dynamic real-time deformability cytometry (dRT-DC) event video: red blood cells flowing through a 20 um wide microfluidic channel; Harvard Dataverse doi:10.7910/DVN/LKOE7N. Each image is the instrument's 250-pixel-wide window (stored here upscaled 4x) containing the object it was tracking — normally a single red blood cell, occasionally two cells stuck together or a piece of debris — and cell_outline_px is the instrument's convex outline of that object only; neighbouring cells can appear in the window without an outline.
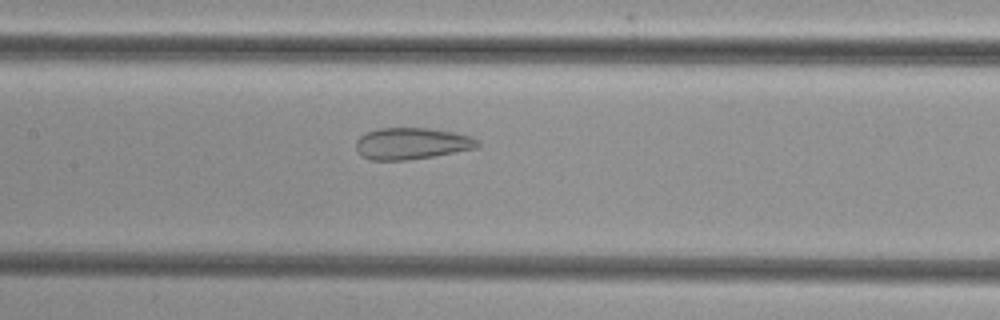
{"species": "common noctule bat (a hibernating species)", "species_latin": "Nyctalus noctula", "temperature_condition": "cold", "stored_images_in_passage": 33, "camera_frame_rate_fps": 3000, "um_per_image_px": 0.085, "animal": {"sex": "female", "body_mass_g": 29.2, "forearm_length_mm": 56.3}, "frame": {"image": 1, "passage_image": 11, "time_ms": 3.333, "image_size_px": [1000, 320], "cell_outline_px": [[480, 144], [476, 148], [432, 156], [408, 160], [368, 160], [360, 156], [356, 148], [356, 140], [360, 136], [376, 128], [428, 128], [456, 132], [472, 136], [480, 140]], "centroid_in_image_um": [34.99, 12.19], "position_along_channel_um": 172.4, "area_um2": 22.6}}
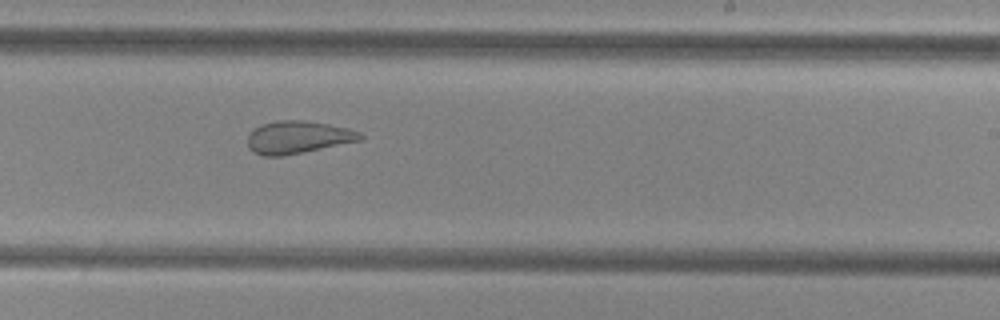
{"frame": {"image": 2, "passage_image": 18, "time_ms": 5.667, "image_size_px": [1000, 320], "cell_outline_px": [[364, 140], [304, 152], [280, 156], [264, 156], [252, 152], [248, 148], [248, 132], [260, 124], [276, 120], [304, 120], [328, 124], [348, 128], [360, 132], [364, 136]], "centroid_in_image_um": [25.32, 11.66], "position_along_channel_um": 263.7, "area_um2": 21.73}}
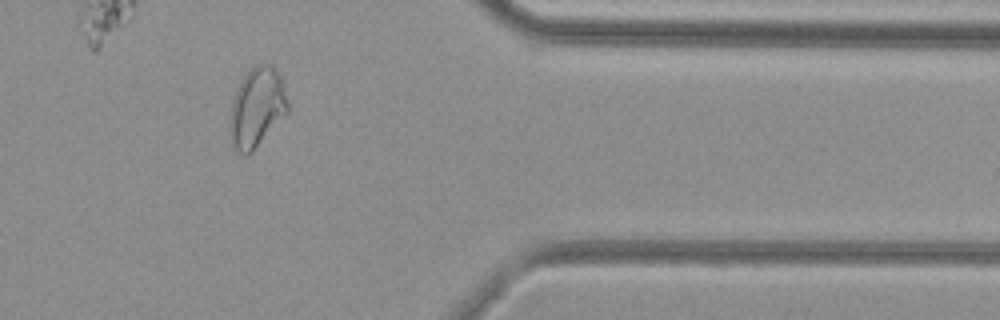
{"frame": {"image": 3, "passage_image": 29, "time_ms": 9.333, "image_size_px": [1000, 320], "cell_outline_px": [[288, 112], [252, 152], [248, 156], [244, 156], [228, 140], [228, 124], [232, 100], [244, 76], [256, 64], [264, 60], [272, 64], [280, 76], [288, 104]], "centroid_in_image_um": [21.8, 9.15], "position_along_channel_um": 389.6, "area_um2": 27.05}}